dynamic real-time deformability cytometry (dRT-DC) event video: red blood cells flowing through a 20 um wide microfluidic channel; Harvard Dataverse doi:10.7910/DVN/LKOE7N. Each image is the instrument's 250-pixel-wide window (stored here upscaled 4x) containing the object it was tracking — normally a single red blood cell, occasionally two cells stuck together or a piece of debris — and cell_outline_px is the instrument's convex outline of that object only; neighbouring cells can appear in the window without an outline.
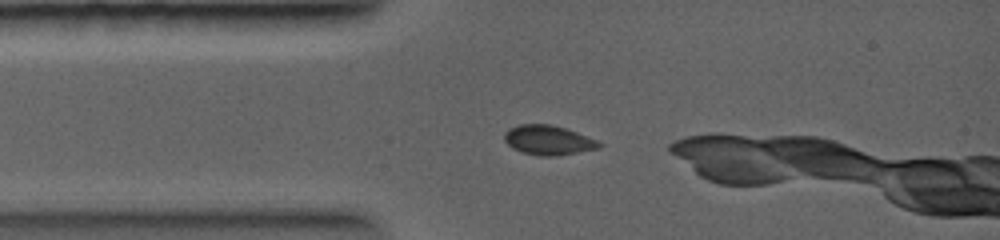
{"species": "common noctule bat (a hibernating species)", "species_latin": "Nyctalus noctula", "temperature_condition": "warm", "stored_images_in_passage": 1, "camera_frame_rate_fps": 5000, "um_per_image_px": 0.085, "animal": {"sex": "female", "body_mass_g": 19.0, "forearm_length_mm": 56.7}, "frame": {"image": 1, "passage_image": 1, "time_ms": 0.0, "image_size_px": [1000, 240], "cell_outline_px": [[604, 144], [600, 148], [552, 156], [540, 156], [520, 152], [512, 148], [504, 140], [504, 132], [508, 128], [520, 124], [552, 124], [576, 132], [596, 140]], "centroid_in_image_um": [46.56, 11.91], "position_along_channel_um": 38.4, "area_um2": 16.3}}